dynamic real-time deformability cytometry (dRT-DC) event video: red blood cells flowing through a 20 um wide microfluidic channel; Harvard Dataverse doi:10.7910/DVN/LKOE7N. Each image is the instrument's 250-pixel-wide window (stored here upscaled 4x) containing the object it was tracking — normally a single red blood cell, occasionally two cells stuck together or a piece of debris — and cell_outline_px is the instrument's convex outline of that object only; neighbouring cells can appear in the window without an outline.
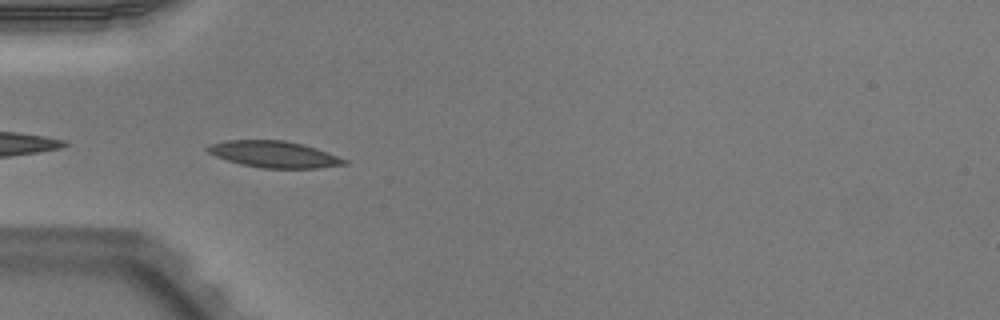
{"species": "Egyptian fruit bat (a non-hibernating species)", "species_latin": "Rousettus aegyptiacus", "temperature_condition": "warm", "stored_images_in_passage": 24, "camera_frame_rate_fps": 3000, "um_per_image_px": 0.085, "animal": {"sex": "male"}, "frame": {"image": 1, "passage_image": 2, "time_ms": 0.333, "image_size_px": [1000, 320], "cell_outline_px": [[348, 164], [316, 168], [260, 168], [240, 164], [216, 156], [208, 152], [204, 148], [212, 144], [228, 140], [284, 140], [304, 144], [316, 148], [348, 160]], "centroid_in_image_um": [23.31, 13.11], "position_along_channel_um": 61.7, "area_um2": 21.04}}
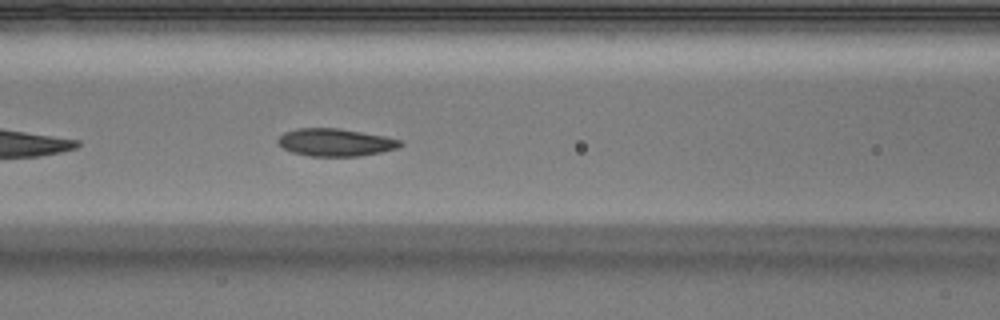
{"frame": {"image": 2, "passage_image": 8, "time_ms": 2.333, "image_size_px": [1000, 320], "cell_outline_px": [[404, 144], [396, 148], [380, 152], [360, 156], [308, 156], [292, 152], [284, 148], [276, 140], [284, 132], [296, 128], [340, 128], [384, 136], [404, 140]], "centroid_in_image_um": [28.52, 12.09], "position_along_channel_um": 138.1, "area_um2": 19.71}}
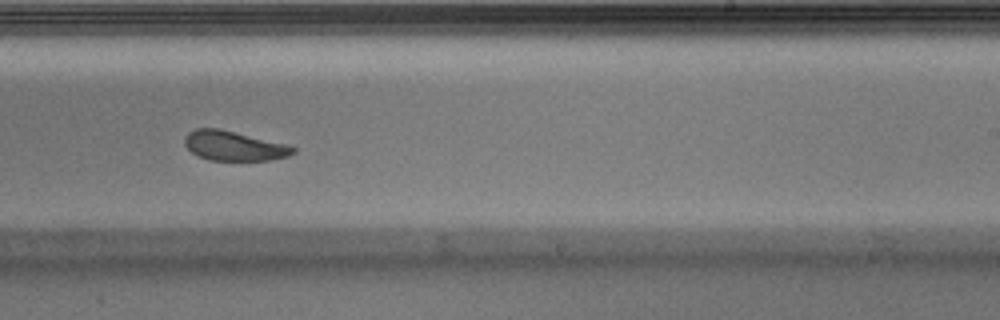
{"frame": {"image": 3, "passage_image": 18, "time_ms": 5.667, "image_size_px": [1000, 320], "cell_outline_px": [[296, 152], [288, 156], [268, 160], [208, 160], [192, 152], [184, 144], [184, 136], [188, 132], [196, 128], [220, 128], [288, 144], [296, 148]], "centroid_in_image_um": [19.89, 12.38], "position_along_channel_um": 269.1, "area_um2": 18.84}}